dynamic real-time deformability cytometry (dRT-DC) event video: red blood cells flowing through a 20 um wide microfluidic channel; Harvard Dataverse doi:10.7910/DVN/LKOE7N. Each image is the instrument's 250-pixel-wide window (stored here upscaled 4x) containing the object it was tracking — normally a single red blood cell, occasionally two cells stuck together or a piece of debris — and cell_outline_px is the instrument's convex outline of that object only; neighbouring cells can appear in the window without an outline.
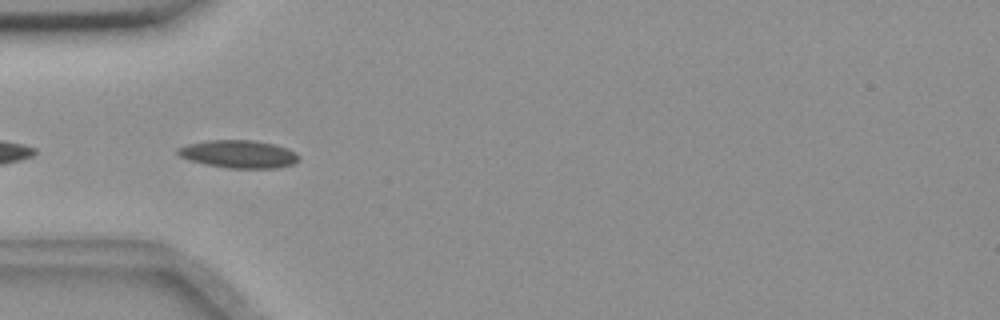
{"species": "common noctule bat (a hibernating species)", "species_latin": "Nyctalus noctula", "temperature_condition": "room temperature", "stored_images_in_passage": 5, "camera_frame_rate_fps": 3000, "um_per_image_px": 0.085, "animal": {"sex": "female", "body_mass_g": 18.4}, "frame": {"image": 1, "passage_image": 2, "time_ms": 0.333, "image_size_px": [1000, 320], "cell_outline_px": [[300, 160], [292, 164], [276, 168], [228, 168], [204, 164], [188, 160], [180, 156], [176, 152], [176, 148], [188, 144], [208, 140], [252, 140], [276, 144], [288, 148], [296, 152], [300, 156]], "centroid_in_image_um": [20.3, 13.09], "position_along_channel_um": 64.7, "area_um2": 19.83}}